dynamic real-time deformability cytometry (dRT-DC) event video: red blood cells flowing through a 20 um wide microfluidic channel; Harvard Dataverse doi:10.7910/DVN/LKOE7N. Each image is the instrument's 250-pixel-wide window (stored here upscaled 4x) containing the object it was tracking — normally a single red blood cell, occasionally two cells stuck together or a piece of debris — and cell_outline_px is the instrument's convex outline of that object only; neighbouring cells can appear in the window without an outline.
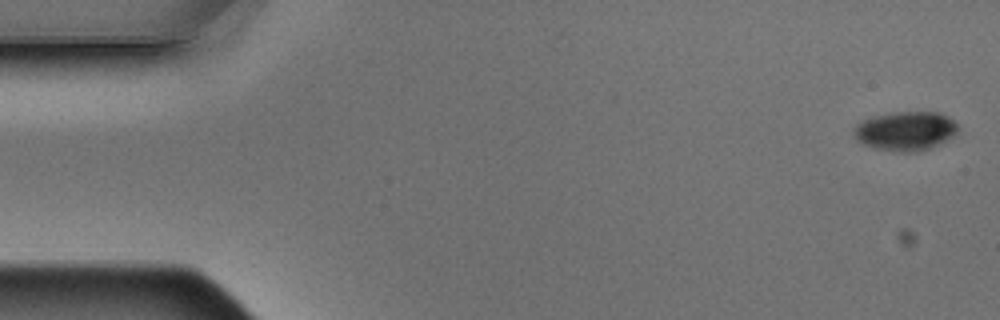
{"species": "Egyptian fruit bat (a non-hibernating species)", "species_latin": "Rousettus aegyptiacus", "temperature_condition": "warm", "stored_images_in_passage": 5, "camera_frame_rate_fps": 3000, "um_per_image_px": 0.085, "animal": {"sex": "male"}, "frame": {"image": 1, "passage_image": 1, "time_ms": 0.0, "image_size_px": [1000, 320], "cell_outline_px": [[956, 132], [952, 136], [940, 144], [916, 152], [900, 152], [876, 148], [864, 144], [856, 140], [852, 132], [856, 124], [860, 120], [872, 116], [892, 112], [940, 112], [948, 116], [956, 124]], "centroid_in_image_um": [76.91, 11.12], "position_along_channel_um": 8.1, "area_um2": 23.76}}
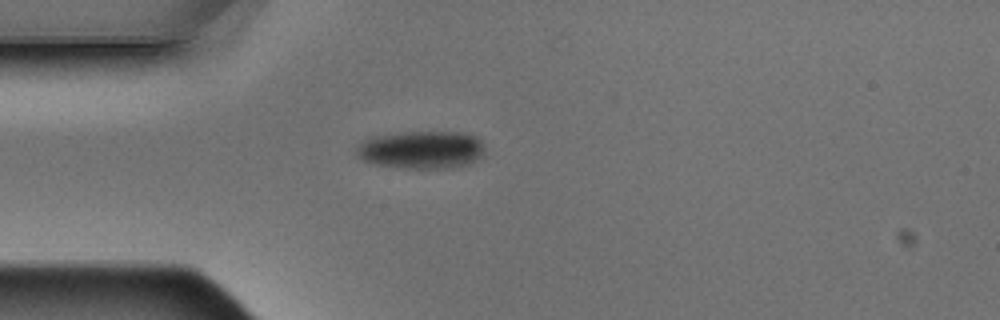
{"frame": {"image": 2, "passage_image": 5, "time_ms": 1.333, "image_size_px": [1000, 320], "cell_outline_px": [[484, 152], [480, 156], [464, 164], [440, 168], [404, 168], [376, 164], [364, 160], [356, 156], [356, 148], [364, 140], [372, 136], [404, 132], [464, 132], [476, 136], [484, 144]], "centroid_in_image_um": [35.79, 12.71], "position_along_channel_um": 49.2, "area_um2": 27.98}}